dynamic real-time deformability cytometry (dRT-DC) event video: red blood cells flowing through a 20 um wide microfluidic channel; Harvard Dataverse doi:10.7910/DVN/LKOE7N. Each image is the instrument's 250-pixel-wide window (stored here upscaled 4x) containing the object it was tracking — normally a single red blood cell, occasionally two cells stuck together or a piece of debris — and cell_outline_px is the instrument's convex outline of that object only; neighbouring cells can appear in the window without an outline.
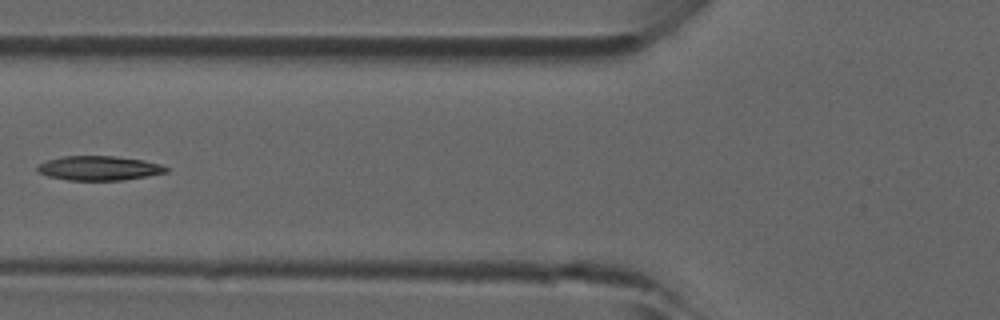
{"species": "common noctule bat (a hibernating species)", "species_latin": "Nyctalus noctula", "temperature_condition": "room temperature", "stored_images_in_passage": 5, "camera_frame_rate_fps": 3000, "um_per_image_px": 0.085, "animal": {"sex": "male", "forearm_length_mm": 52.5}, "frame": {"image": 1, "passage_image": 5, "time_ms": 1.333, "image_size_px": [1000, 320], "cell_outline_px": [[168, 172], [120, 180], [68, 180], [48, 176], [40, 172], [36, 168], [36, 164], [60, 156], [112, 156], [144, 160], [160, 164], [168, 168]], "centroid_in_image_um": [8.38, 14.28], "position_along_channel_um": 117.4, "area_um2": 18.15}}